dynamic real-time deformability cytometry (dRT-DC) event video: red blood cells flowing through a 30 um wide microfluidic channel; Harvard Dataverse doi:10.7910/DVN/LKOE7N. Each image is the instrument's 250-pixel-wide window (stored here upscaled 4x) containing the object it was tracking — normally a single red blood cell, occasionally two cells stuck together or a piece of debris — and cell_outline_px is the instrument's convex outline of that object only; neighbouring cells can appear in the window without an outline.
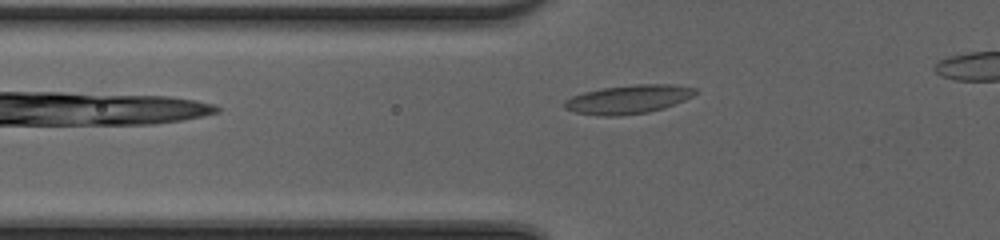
{"species": "common noctule bat (a hibernating species)", "species_latin": "Nyctalus noctula", "temperature_condition": "cold", "stored_images_in_passage": 31, "camera_frame_rate_fps": 3000, "um_per_image_px": 0.085, "animal": {"sex": "female", "body_mass_g": 20.0, "forearm_length_mm": 54.0}, "frame": {"image": 1, "passage_image": 4, "time_ms": 1.0, "image_size_px": [1000, 240], "cell_outline_px": [[696, 92], [692, 96], [684, 100], [664, 108], [648, 112], [616, 116], [600, 116], [576, 112], [564, 108], [564, 100], [572, 96], [584, 92], [604, 88], [636, 84], [672, 84], [696, 88]], "centroid_in_image_um": [53.4, 8.44], "position_along_channel_um": 72.4, "area_um2": 21.73}}
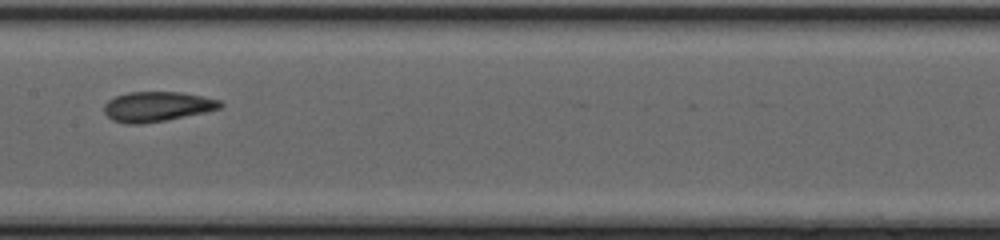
{"frame": {"image": 2, "passage_image": 13, "time_ms": 4.0, "image_size_px": [1000, 240], "cell_outline_px": [[224, 104], [220, 108], [204, 112], [164, 120], [140, 124], [128, 124], [112, 120], [104, 112], [104, 104], [108, 100], [116, 96], [128, 92], [184, 92], [220, 100]], "centroid_in_image_um": [13.34, 9.05], "position_along_channel_um": 194.1, "area_um2": 20.11}}
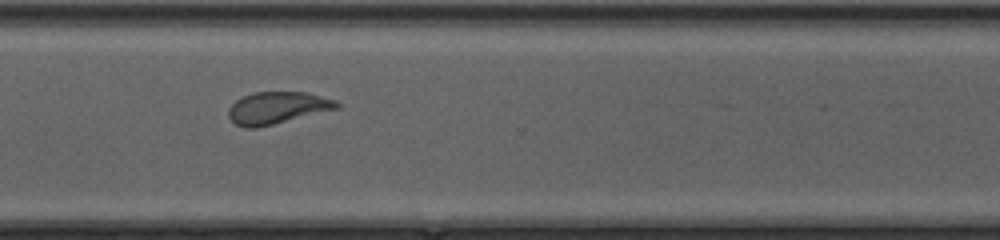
{"frame": {"image": 3, "passage_image": 24, "time_ms": 7.667, "image_size_px": [1000, 240], "cell_outline_px": [[340, 108], [256, 128], [244, 128], [236, 124], [228, 116], [228, 108], [236, 100], [252, 92], [308, 92], [336, 100], [340, 104]], "centroid_in_image_um": [23.58, 9.16], "position_along_channel_um": 347.0, "area_um2": 20.23}}